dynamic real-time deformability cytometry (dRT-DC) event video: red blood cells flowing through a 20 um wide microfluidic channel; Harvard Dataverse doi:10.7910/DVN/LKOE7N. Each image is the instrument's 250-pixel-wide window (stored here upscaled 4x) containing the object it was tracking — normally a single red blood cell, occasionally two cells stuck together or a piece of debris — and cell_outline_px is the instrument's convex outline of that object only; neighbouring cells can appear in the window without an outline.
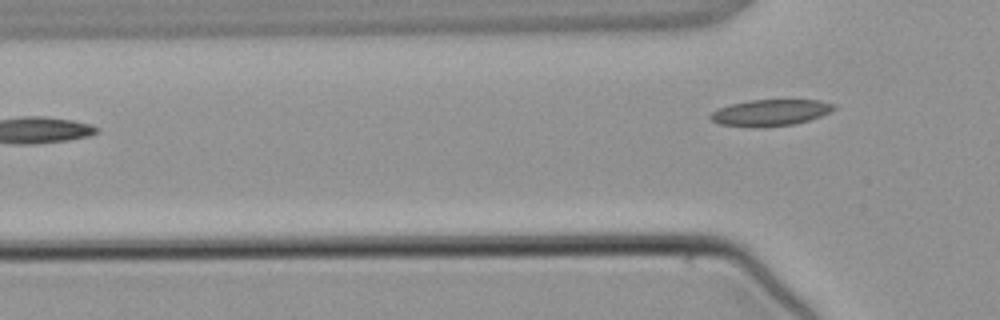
{"species": "common noctule bat (a hibernating species)", "species_latin": "Nyctalus noctula", "temperature_condition": "warm", "stored_images_in_passage": 3, "camera_frame_rate_fps": 3000, "um_per_image_px": 0.085, "animal": {"sex": "male", "body_mass_g": 21.5, "forearm_length_mm": 52.0}, "frame": {"image": 1, "passage_image": 3, "time_ms": 2.333, "image_size_px": [1000, 320], "cell_outline_px": [[836, 108], [820, 116], [808, 120], [792, 124], [720, 124], [712, 120], [708, 116], [712, 112], [720, 108], [732, 104], [748, 100], [820, 100], [836, 104]], "centroid_in_image_um": [65.55, 9.51], "position_along_channel_um": 60.2, "area_um2": 17.8}}